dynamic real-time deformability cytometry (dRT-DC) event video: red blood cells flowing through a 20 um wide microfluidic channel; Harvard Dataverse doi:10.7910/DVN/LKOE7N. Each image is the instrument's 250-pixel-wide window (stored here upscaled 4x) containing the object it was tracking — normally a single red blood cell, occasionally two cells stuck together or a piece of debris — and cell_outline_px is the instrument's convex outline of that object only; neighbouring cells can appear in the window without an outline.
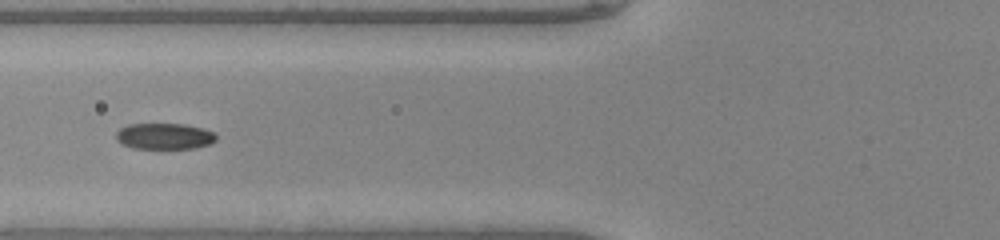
{"species": "common noctule bat (a hibernating species)", "species_latin": "Nyctalus noctula", "temperature_condition": "warm", "stored_images_in_passage": 31, "camera_frame_rate_fps": 3000, "um_per_image_px": 0.085, "animal": {"sex": "male", "body_mass_g": 20.0, "forearm_length_mm": 53.3}, "frame": {"image": 1, "passage_image": 5, "time_ms": 1.333, "image_size_px": [1000, 240], "cell_outline_px": [[216, 140], [212, 144], [196, 148], [132, 148], [120, 144], [116, 140], [116, 132], [120, 128], [128, 124], [184, 124], [204, 128], [216, 132]], "centroid_in_image_um": [13.99, 11.58], "position_along_channel_um": 111.8, "area_um2": 15.49}}
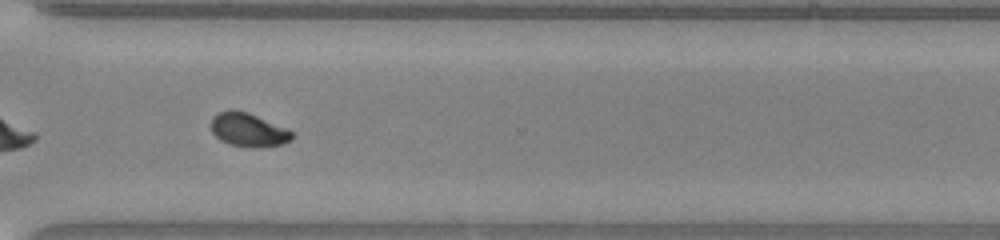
{"frame": {"image": 2, "passage_image": 22, "time_ms": 7.0, "image_size_px": [1000, 240], "cell_outline_px": [[292, 140], [284, 144], [256, 148], [252, 148], [228, 144], [220, 140], [212, 132], [212, 116], [216, 112], [228, 108], [232, 108], [248, 112], [288, 128], [292, 132]], "centroid_in_image_um": [21.1, 11.02], "position_along_channel_um": 349.5, "area_um2": 16.3}, "authors_computed_cell_mechanics": {"area_um2": 16.0684, "velocity_mm_per_s": 4.1897, "shape_relaxation_time_tau1_ms": 6.0004, "shape_relaxation_time_tau2_ms": 0.9695, "deformation_change_tau1": 0.2055, "deformation_change_tau2": 0.0336}}